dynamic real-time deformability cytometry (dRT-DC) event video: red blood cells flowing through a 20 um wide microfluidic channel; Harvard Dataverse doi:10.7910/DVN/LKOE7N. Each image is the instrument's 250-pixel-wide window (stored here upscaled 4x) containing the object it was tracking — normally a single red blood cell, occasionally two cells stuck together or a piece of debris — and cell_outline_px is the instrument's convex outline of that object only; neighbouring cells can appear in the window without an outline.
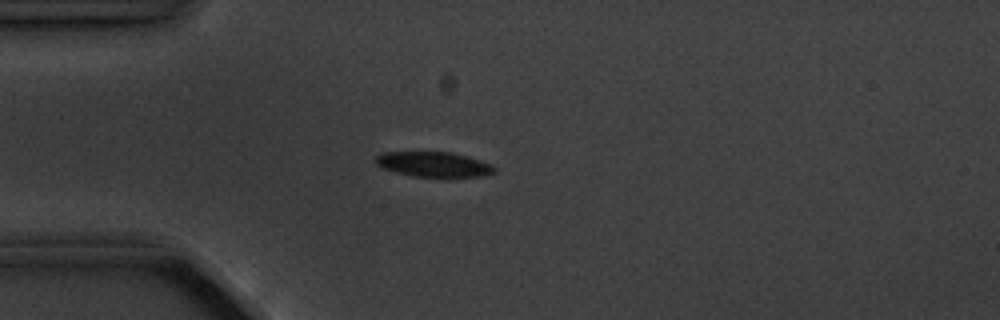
{"species": "common noctule bat (a hibernating species)", "species_latin": "Nyctalus noctula", "temperature_condition": "cold", "stored_images_in_passage": 4, "camera_frame_rate_fps": 3000, "um_per_image_px": 0.085, "animal": {"sex": "male", "body_mass_g": 20.1, "forearm_length_mm": 53.5}, "frame": {"image": 1, "passage_image": 4, "time_ms": 3.333, "image_size_px": [1000, 320], "cell_outline_px": [[496, 172], [480, 176], [412, 176], [396, 172], [384, 168], [376, 164], [376, 156], [384, 152], [452, 152], [480, 160], [492, 164], [496, 168]], "centroid_in_image_um": [36.88, 13.96], "position_along_channel_um": 48.1, "area_um2": 17.05}}